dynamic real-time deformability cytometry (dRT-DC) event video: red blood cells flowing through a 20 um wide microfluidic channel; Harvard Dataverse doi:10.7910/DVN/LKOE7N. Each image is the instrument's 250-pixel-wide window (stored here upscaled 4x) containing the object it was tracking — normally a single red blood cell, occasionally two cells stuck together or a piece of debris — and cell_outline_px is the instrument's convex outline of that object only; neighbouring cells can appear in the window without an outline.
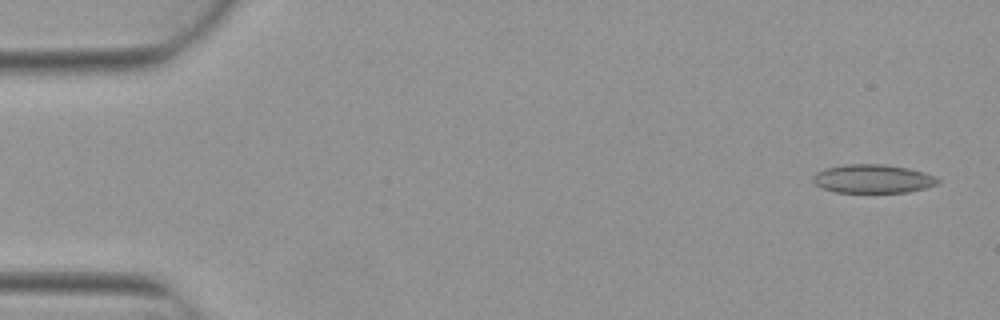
{"species": "Egyptian fruit bat (a non-hibernating species)", "species_latin": "Rousettus aegyptiacus", "temperature_condition": "warm", "stored_images_in_passage": 5, "camera_frame_rate_fps": 3000, "um_per_image_px": 0.085, "animal": {"sex": "female"}, "frame": {"image": 1, "passage_image": 1, "time_ms": 0.0, "image_size_px": [1000, 320], "cell_outline_px": [[940, 184], [908, 192], [836, 192], [820, 188], [812, 180], [812, 176], [816, 172], [828, 168], [844, 164], [884, 164], [908, 168], [924, 172], [940, 180]], "centroid_in_image_um": [74.18, 15.2], "position_along_channel_um": 10.8, "area_um2": 20.81}}
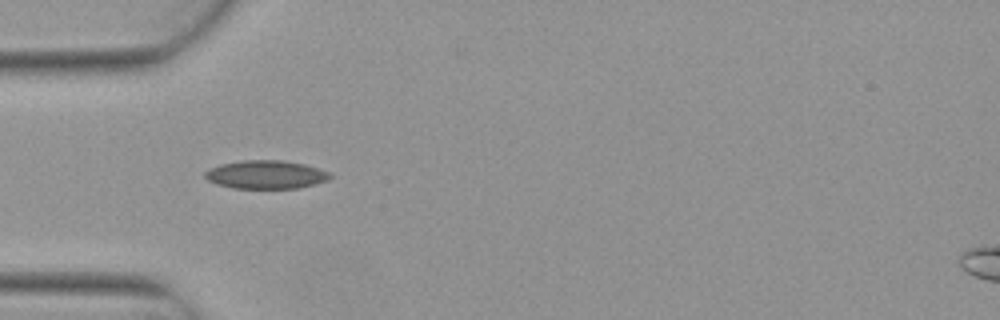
{"frame": {"image": 2, "passage_image": 4, "time_ms": 1.0, "image_size_px": [1000, 320], "cell_outline_px": [[332, 176], [328, 180], [316, 184], [296, 188], [232, 188], [216, 184], [208, 180], [204, 176], [204, 172], [208, 168], [220, 164], [244, 160], [280, 160], [304, 164], [328, 172]], "centroid_in_image_um": [22.56, 14.84], "position_along_channel_um": 62.4, "area_um2": 20.63}}
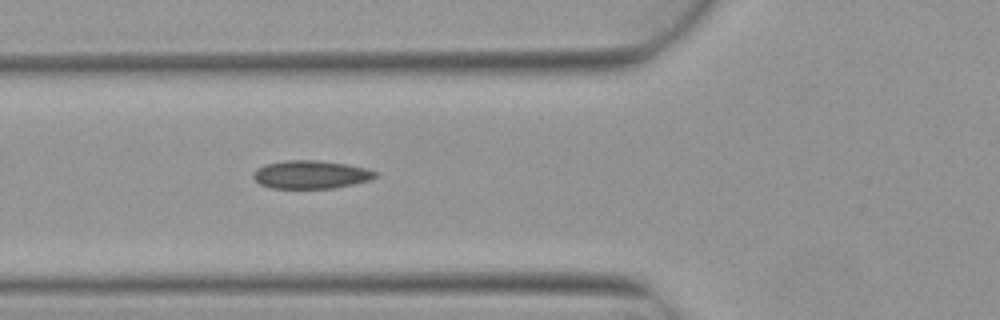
{"frame": {"image": 3, "passage_image": 5, "time_ms": 1.333, "image_size_px": [1000, 320], "cell_outline_px": [[376, 176], [368, 180], [352, 184], [332, 188], [272, 188], [260, 184], [252, 176], [256, 168], [264, 164], [284, 160], [316, 160], [348, 164], [368, 168], [376, 172]], "centroid_in_image_um": [26.39, 14.82], "position_along_channel_um": 99.4, "area_um2": 20.0}}